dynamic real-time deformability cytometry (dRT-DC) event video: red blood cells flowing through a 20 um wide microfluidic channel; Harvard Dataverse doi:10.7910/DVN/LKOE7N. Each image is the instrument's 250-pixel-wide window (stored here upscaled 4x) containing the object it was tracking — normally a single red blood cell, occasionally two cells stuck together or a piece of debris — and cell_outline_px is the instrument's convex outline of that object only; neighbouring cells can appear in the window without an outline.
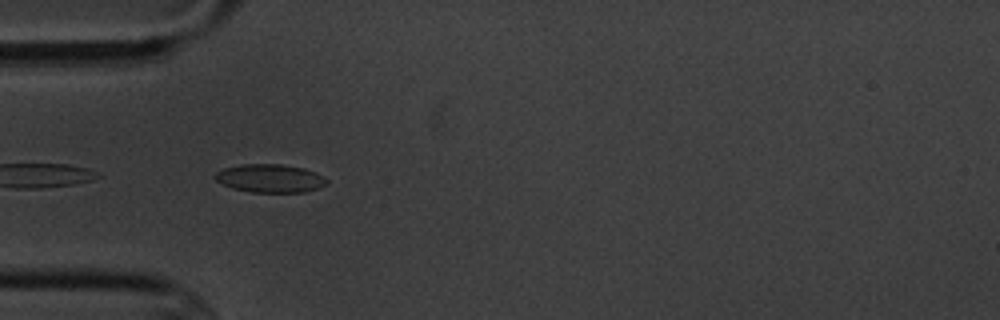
{"species": "common noctule bat (a hibernating species)", "species_latin": "Nyctalus noctula", "temperature_condition": "cold", "stored_images_in_passage": 3, "camera_frame_rate_fps": 3000, "um_per_image_px": 0.085, "animal": {"sex": "male", "body_mass_g": 20.1, "forearm_length_mm": 53.5}, "frame": {"image": 1, "passage_image": 2, "time_ms": 1.333, "image_size_px": [1000, 320], "cell_outline_px": [[328, 184], [304, 192], [252, 192], [232, 188], [216, 180], [212, 176], [216, 172], [224, 168], [240, 164], [280, 164], [304, 168], [316, 172], [324, 176], [328, 180]], "centroid_in_image_um": [22.96, 15.15], "position_along_channel_um": 62.0, "area_um2": 18.44}}